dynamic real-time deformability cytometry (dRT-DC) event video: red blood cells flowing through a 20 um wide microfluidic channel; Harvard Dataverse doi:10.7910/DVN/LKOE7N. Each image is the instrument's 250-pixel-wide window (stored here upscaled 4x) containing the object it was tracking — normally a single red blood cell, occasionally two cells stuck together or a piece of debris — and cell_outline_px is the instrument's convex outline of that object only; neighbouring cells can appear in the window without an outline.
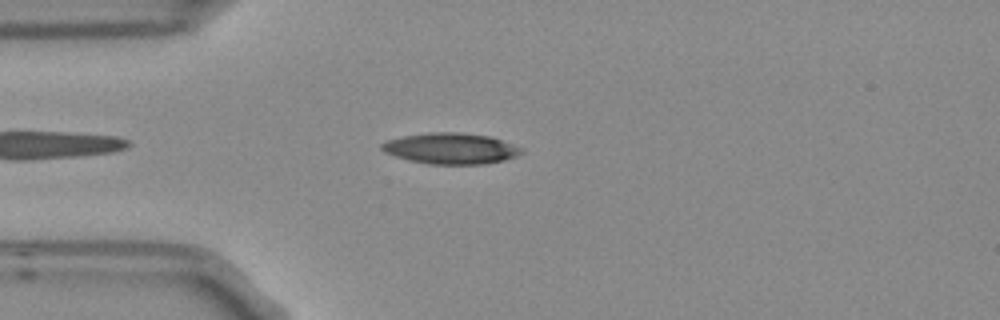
{"species": "Egyptian fruit bat (a non-hibernating species)", "species_latin": "Rousettus aegyptiacus", "temperature_condition": "room temperature", "stored_images_in_passage": 5, "camera_frame_rate_fps": 3000, "um_per_image_px": 0.085, "frame": {"image": 1, "passage_image": 4, "time_ms": 1.0, "image_size_px": [1000, 320], "cell_outline_px": [[524, 152], [516, 156], [504, 160], [484, 164], [428, 164], [408, 160], [384, 152], [380, 148], [380, 144], [388, 140], [404, 136], [432, 132], [456, 132], [488, 136], [524, 148]], "centroid_in_image_um": [38.32, 12.63], "position_along_channel_um": 46.7, "area_um2": 25.09}}